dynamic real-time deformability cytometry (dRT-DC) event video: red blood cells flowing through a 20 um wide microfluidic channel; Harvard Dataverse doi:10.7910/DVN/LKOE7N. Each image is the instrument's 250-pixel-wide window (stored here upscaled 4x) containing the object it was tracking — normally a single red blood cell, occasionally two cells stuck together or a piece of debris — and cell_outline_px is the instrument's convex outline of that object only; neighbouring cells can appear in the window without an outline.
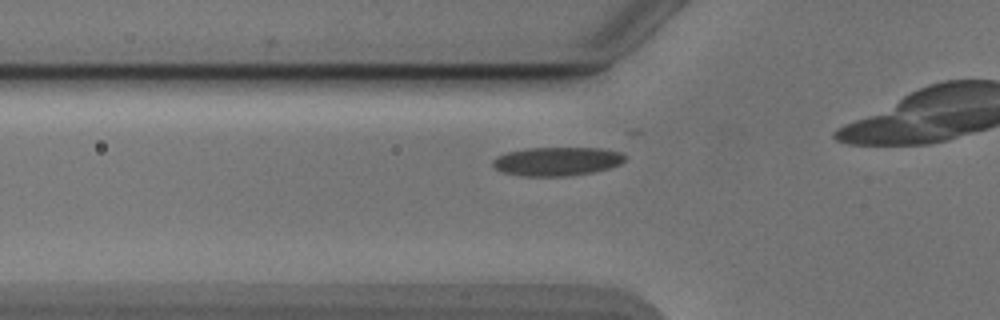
{"species": "Egyptian fruit bat (a non-hibernating species)", "species_latin": "Rousettus aegyptiacus", "temperature_condition": "cold", "stored_images_in_passage": 9, "camera_frame_rate_fps": 3000, "um_per_image_px": 0.085, "animal": {"sex": "male"}, "frame": {"image": 1, "passage_image": 4, "time_ms": 1.0, "image_size_px": [1000, 320], "cell_outline_px": [[628, 156], [620, 164], [608, 168], [592, 172], [568, 176], [520, 176], [504, 172], [496, 168], [492, 164], [492, 160], [496, 156], [508, 152], [528, 148], [600, 148], [624, 152]], "centroid_in_image_um": [47.37, 13.71], "position_along_channel_um": 78.4, "area_um2": 22.2}}
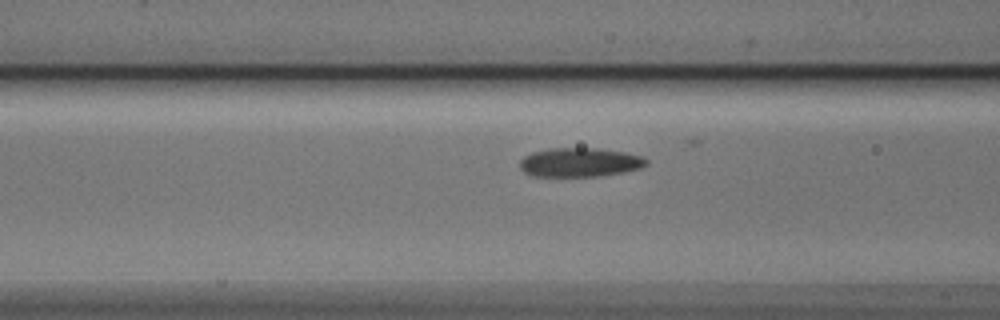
{"frame": {"image": 2, "passage_image": 7, "time_ms": 2.0, "image_size_px": [1000, 320], "cell_outline_px": [[648, 164], [640, 168], [624, 172], [596, 176], [532, 176], [524, 172], [520, 168], [520, 160], [524, 156], [532, 152], [548, 148], [596, 148], [624, 152], [644, 156], [648, 160]], "centroid_in_image_um": [49.28, 13.79], "position_along_channel_um": 117.3, "area_um2": 21.5}}